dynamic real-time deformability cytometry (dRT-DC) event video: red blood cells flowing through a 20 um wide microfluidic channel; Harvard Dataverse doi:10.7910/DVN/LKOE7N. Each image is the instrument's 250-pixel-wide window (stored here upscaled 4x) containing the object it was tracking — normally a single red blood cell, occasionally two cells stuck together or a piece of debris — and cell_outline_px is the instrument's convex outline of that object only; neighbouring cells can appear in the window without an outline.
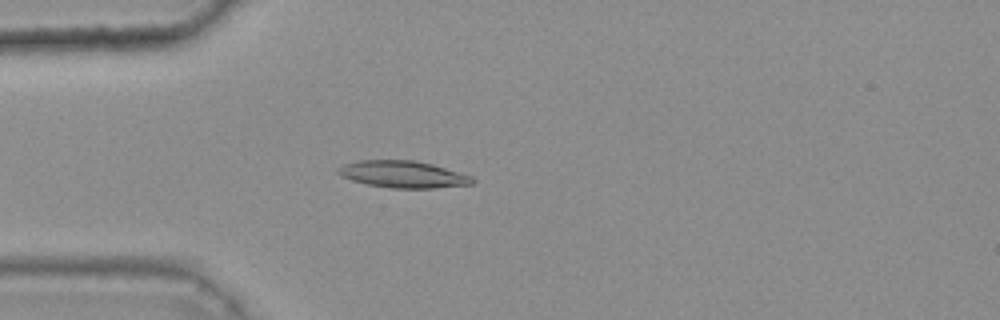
{"species": "common noctule bat (a hibernating species)", "species_latin": "Nyctalus noctula", "temperature_condition": "warm", "stored_images_in_passage": 44, "camera_frame_rate_fps": 3000, "um_per_image_px": 0.085, "animal": {"sex": "female", "body_mass_g": 25.1}, "frame": {"image": 1, "passage_image": 13, "time_ms": 4.0, "image_size_px": [1000, 320], "cell_outline_px": [[476, 180], [472, 184], [432, 188], [392, 188], [368, 184], [352, 180], [336, 172], [344, 164], [356, 160], [412, 160], [432, 164], [472, 176]], "centroid_in_image_um": [34.28, 14.81], "position_along_channel_um": 50.7, "area_um2": 20.81}}
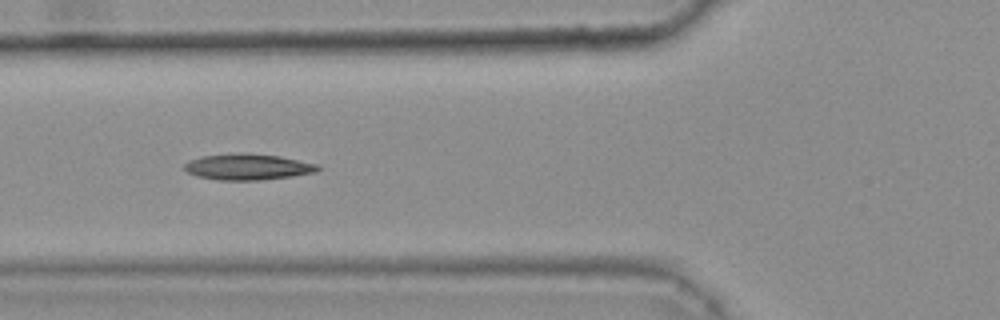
{"frame": {"image": 2, "passage_image": 18, "time_ms": 5.667, "image_size_px": [1000, 320], "cell_outline_px": [[320, 168], [316, 172], [292, 176], [260, 180], [220, 180], [196, 176], [188, 172], [184, 168], [184, 164], [200, 156], [280, 156], [320, 164]], "centroid_in_image_um": [21.13, 14.24], "position_along_channel_um": 104.7, "area_um2": 19.19}}
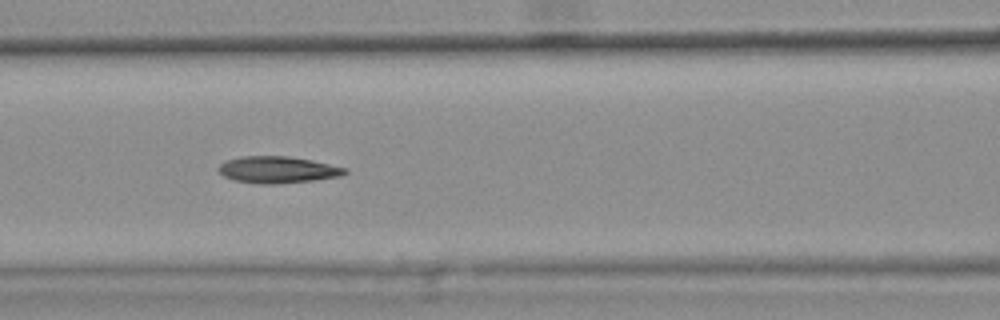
{"frame": {"image": 3, "passage_image": 21, "time_ms": 6.667, "image_size_px": [1000, 320], "cell_outline_px": [[348, 172], [340, 176], [312, 180], [272, 184], [268, 184], [236, 180], [224, 176], [216, 168], [220, 164], [228, 160], [240, 156], [288, 156], [312, 160], [348, 168]], "centroid_in_image_um": [23.62, 14.41], "position_along_channel_um": 143.0, "area_um2": 19.42}, "authors_computed_cell_mechanics": {"area_um2": 19.3919, "velocity_mm_per_s": 3.8073, "shape_relaxation_time_tau1_ms": null, "shape_relaxation_time_tau2_ms": 7.0388, "deformation_change_tau1": null, "deformation_change_tau2": 0.1556}}